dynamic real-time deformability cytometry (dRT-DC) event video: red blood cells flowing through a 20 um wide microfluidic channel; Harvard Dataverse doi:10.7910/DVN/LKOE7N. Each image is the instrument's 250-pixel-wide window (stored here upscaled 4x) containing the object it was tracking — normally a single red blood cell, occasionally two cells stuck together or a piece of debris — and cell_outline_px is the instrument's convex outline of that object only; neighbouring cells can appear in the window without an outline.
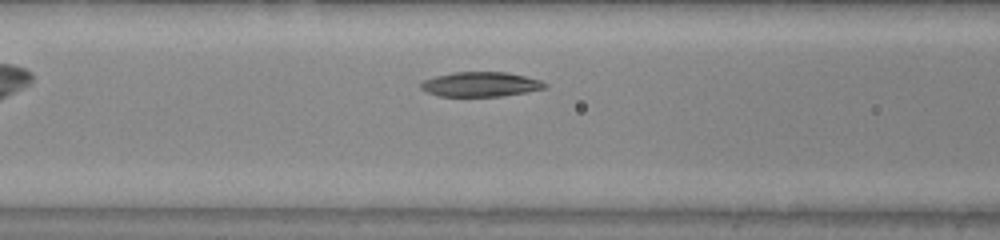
{"species": "common noctule bat (a hibernating species)", "species_latin": "Nyctalus noctula", "temperature_condition": "warm", "stored_images_in_passage": 28, "camera_frame_rate_fps": 3000, "um_per_image_px": 0.085, "animal": {"sex": "male", "body_mass_g": 20.0, "forearm_length_mm": 53.3}, "frame": {"image": 1, "passage_image": 7, "time_ms": 2.0, "image_size_px": [1000, 240], "cell_outline_px": [[548, 88], [500, 96], [440, 96], [428, 92], [420, 88], [420, 84], [424, 80], [436, 76], [452, 72], [508, 72], [540, 80], [548, 84]], "centroid_in_image_um": [40.87, 7.16], "position_along_channel_um": 125.7, "area_um2": 17.74}}
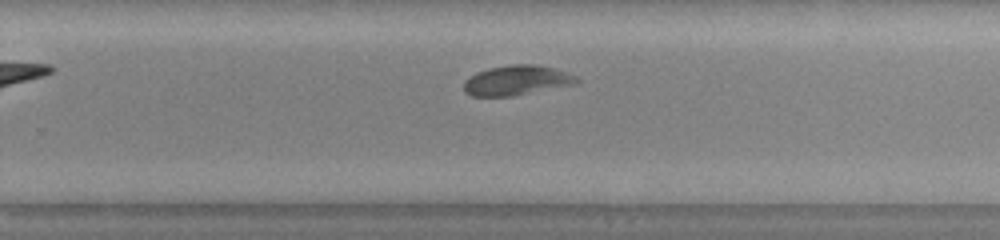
{"frame": {"image": 2, "passage_image": 19, "time_ms": 6.0, "image_size_px": [1000, 240], "cell_outline_px": [[580, 80], [576, 84], [512, 96], [472, 96], [464, 92], [464, 80], [468, 76], [476, 72], [488, 68], [512, 64], [536, 64], [568, 72], [576, 76]], "centroid_in_image_um": [43.9, 6.82], "position_along_channel_um": 285.9, "area_um2": 19.77}}
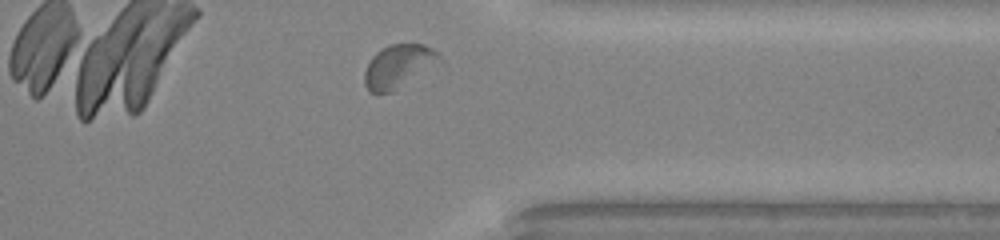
{"frame": {"image": 3, "passage_image": 26, "time_ms": 8.333, "image_size_px": [1000, 240], "cell_outline_px": [[444, 60], [388, 92], [368, 92], [364, 84], [364, 72], [372, 56], [376, 52], [392, 44], [424, 44], [432, 48]], "centroid_in_image_um": [33.85, 5.6], "position_along_channel_um": 377.6, "area_um2": 18.26}, "authors_computed_cell_mechanics": {"area_um2": 18.7561, "velocity_mm_per_s": 4.0155, "shape_relaxation_time_tau1_ms": 3.6125, "shape_relaxation_time_tau2_ms": null, "deformation_change_tau1": 0.1312, "deformation_change_tau2": null}}